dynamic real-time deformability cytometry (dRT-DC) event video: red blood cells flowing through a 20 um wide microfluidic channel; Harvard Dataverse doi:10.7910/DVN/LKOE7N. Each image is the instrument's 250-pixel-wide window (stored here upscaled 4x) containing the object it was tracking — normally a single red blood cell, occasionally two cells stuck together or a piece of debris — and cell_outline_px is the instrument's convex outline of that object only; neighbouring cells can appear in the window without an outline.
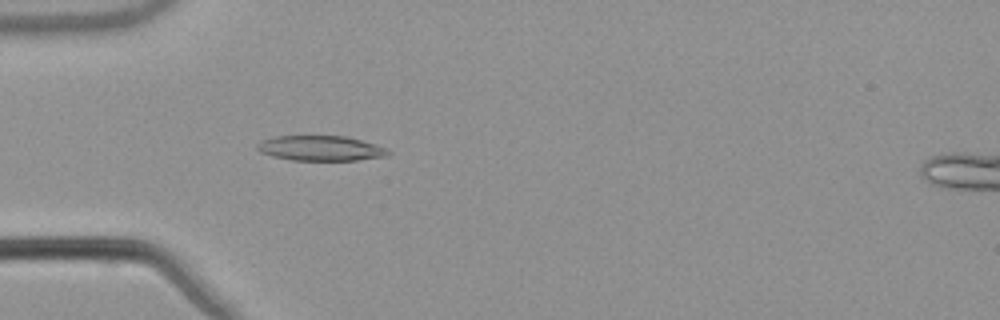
{"species": "common noctule bat (a hibernating species)", "species_latin": "Nyctalus noctula", "temperature_condition": "warm", "stored_images_in_passage": 52, "camera_frame_rate_fps": 3000, "um_per_image_px": 0.085, "animal": {"sex": "male", "body_mass_g": 21.5, "forearm_length_mm": 52.0}, "frame": {"image": 1, "passage_image": 15, "time_ms": 4.667, "image_size_px": [1000, 320], "cell_outline_px": [[392, 152], [388, 156], [356, 160], [292, 160], [272, 156], [260, 152], [256, 148], [256, 144], [260, 140], [276, 136], [348, 136], [376, 144], [388, 148]], "centroid_in_image_um": [27.28, 12.59], "position_along_channel_um": 57.7, "area_um2": 19.36}}
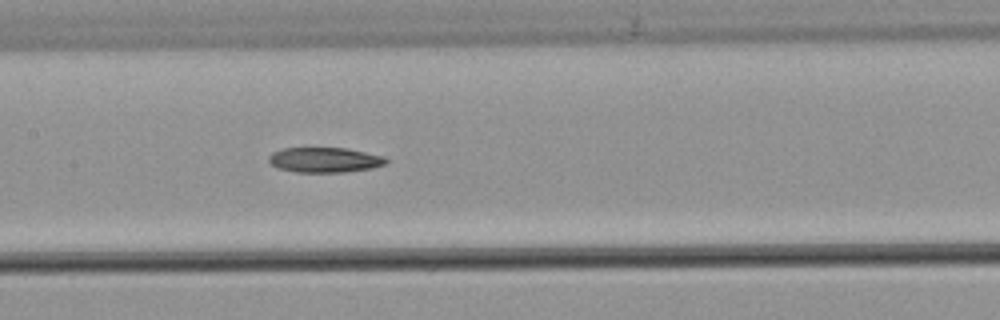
{"frame": {"image": 2, "passage_image": 25, "time_ms": 8.0, "image_size_px": [1000, 320], "cell_outline_px": [[388, 160], [384, 164], [372, 168], [344, 172], [296, 172], [276, 168], [268, 160], [268, 156], [272, 152], [284, 148], [348, 148], [384, 156]], "centroid_in_image_um": [27.58, 13.59], "position_along_channel_um": 179.8, "area_um2": 17.17}}
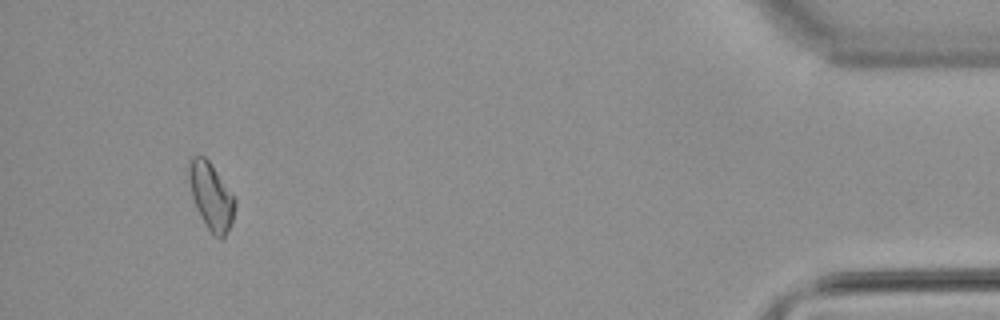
{"frame": {"image": 3, "passage_image": 49, "time_ms": 16.0, "image_size_px": [1000, 320], "cell_outline_px": [[236, 200], [232, 220], [224, 236], [220, 240], [208, 228], [200, 216], [196, 208], [192, 196], [184, 168], [188, 156], [204, 156], [208, 160]], "centroid_in_image_um": [17.85, 16.59], "position_along_channel_um": 417.3, "area_um2": 18.03}}